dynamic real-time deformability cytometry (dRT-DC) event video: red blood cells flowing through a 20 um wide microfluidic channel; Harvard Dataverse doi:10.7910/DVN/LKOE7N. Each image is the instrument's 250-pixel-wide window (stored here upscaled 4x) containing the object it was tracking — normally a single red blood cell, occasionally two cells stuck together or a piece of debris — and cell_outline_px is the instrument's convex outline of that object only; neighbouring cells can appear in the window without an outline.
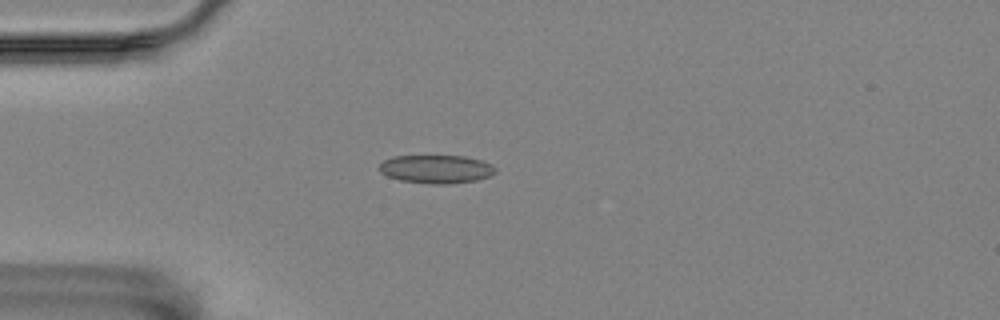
{"species": "Egyptian fruit bat (a non-hibernating species)", "species_latin": "Rousettus aegyptiacus", "temperature_condition": "room temperature", "stored_images_in_passage": 44, "camera_frame_rate_fps": 3000, "um_per_image_px": 0.085, "animal": {"sex": "female"}, "frame": {"image": 1, "passage_image": 2, "time_ms": 0.333, "image_size_px": [1000, 320], "cell_outline_px": [[496, 172], [488, 176], [476, 180], [448, 184], [432, 184], [400, 180], [388, 176], [380, 172], [380, 164], [384, 160], [392, 156], [464, 156], [480, 160], [492, 164], [496, 168]], "centroid_in_image_um": [37.08, 14.37], "position_along_channel_um": 47.9, "area_um2": 19.07}}
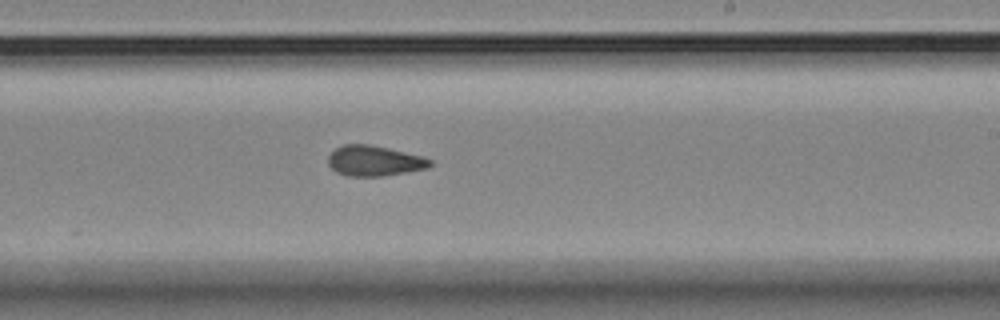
{"frame": {"image": 2, "passage_image": 21, "time_ms": 6.667, "image_size_px": [1000, 320], "cell_outline_px": [[432, 164], [428, 168], [384, 176], [348, 176], [336, 172], [328, 164], [328, 156], [336, 148], [344, 144], [372, 144], [420, 156], [432, 160]], "centroid_in_image_um": [31.8, 13.67], "position_along_channel_um": 257.2, "area_um2": 17.98}}
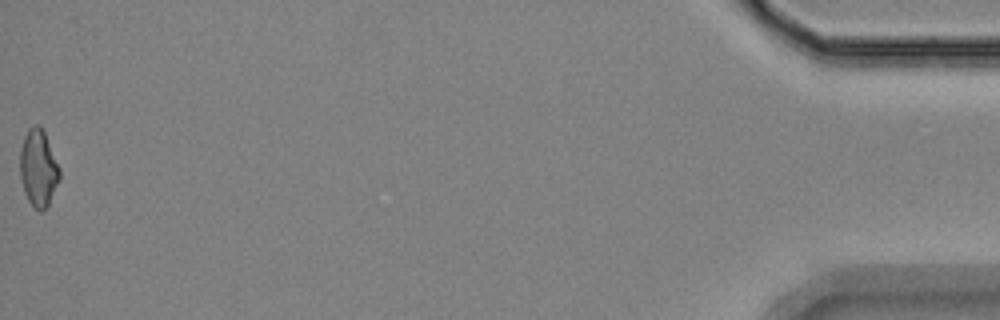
{"frame": {"image": 3, "passage_image": 44, "time_ms": 14.333, "image_size_px": [1000, 320], "cell_outline_px": [[60, 180], [48, 204], [40, 212], [28, 200], [24, 192], [20, 176], [20, 148], [24, 136], [28, 128], [36, 124], [40, 124], [44, 132], [60, 168]], "centroid_in_image_um": [3.25, 14.26], "position_along_channel_um": 431.9, "area_um2": 17.69}, "authors_computed_cell_mechanics": {"area_um2": 17.9469, "velocity_mm_per_s": 3.5121, "shape_relaxation_time_tau1_ms": null, "shape_relaxation_time_tau2_ms": 2.8209, "deformation_change_tau1": null, "deformation_change_tau2": 0.0915}}